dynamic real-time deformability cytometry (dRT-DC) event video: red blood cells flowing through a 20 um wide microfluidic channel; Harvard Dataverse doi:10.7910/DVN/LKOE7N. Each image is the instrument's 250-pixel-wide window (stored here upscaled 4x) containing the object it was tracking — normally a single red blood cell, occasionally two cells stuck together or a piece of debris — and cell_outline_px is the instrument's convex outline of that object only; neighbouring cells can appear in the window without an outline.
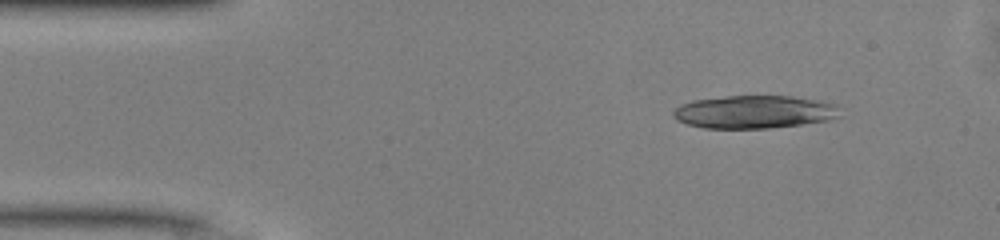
{"species": "common noctule bat (a hibernating species)", "species_latin": "Nyctalus noctula", "temperature_condition": "warm", "stored_images_in_passage": 7, "camera_frame_rate_fps": 3000, "um_per_image_px": 0.085, "animal": {"sex": "male", "body_mass_g": 13.0, "forearm_length_mm": 53.1}, "frame": {"image": 1, "passage_image": 1, "time_ms": 0.0, "image_size_px": [1000, 240], "cell_outline_px": [[840, 116], [828, 120], [800, 124], [768, 128], [704, 128], [688, 124], [676, 120], [672, 116], [672, 112], [680, 104], [692, 100], [728, 96], [792, 96], [816, 100], [836, 104]], "centroid_in_image_um": [64.07, 9.51], "position_along_channel_um": 20.9, "area_um2": 31.91}}